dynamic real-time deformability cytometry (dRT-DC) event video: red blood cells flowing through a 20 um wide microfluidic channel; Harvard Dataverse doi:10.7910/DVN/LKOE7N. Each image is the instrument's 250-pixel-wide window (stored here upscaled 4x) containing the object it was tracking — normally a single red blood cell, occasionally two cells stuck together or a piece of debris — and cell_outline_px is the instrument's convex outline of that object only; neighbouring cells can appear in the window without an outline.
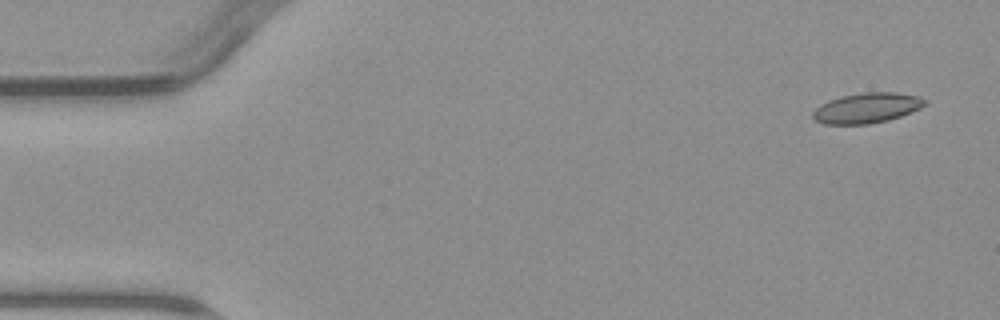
{"species": "common noctule bat (a hibernating species)", "species_latin": "Nyctalus noctula", "temperature_condition": "warm", "stored_images_in_passage": 5, "camera_frame_rate_fps": 3000, "um_per_image_px": 0.085, "animal": {"sex": "male", "body_mass_g": 23.1, "forearm_length_mm": 52.7}, "frame": {"image": 1, "passage_image": 1, "time_ms": 0.0, "image_size_px": [1000, 320], "cell_outline_px": [[928, 104], [920, 108], [900, 116], [888, 120], [868, 124], [824, 124], [816, 120], [812, 116], [812, 112], [820, 104], [828, 100], [840, 96], [864, 92], [896, 92], [920, 96], [928, 100]], "centroid_in_image_um": [73.7, 9.16], "position_along_channel_um": 11.3, "area_um2": 19.88}}
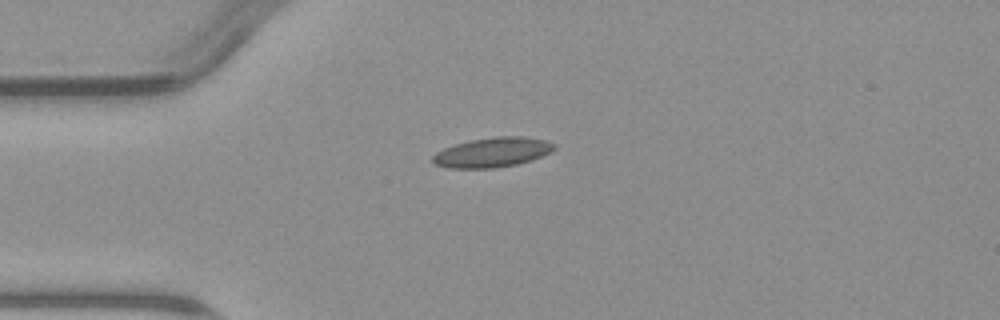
{"frame": {"image": 2, "passage_image": 4, "time_ms": 3.667, "image_size_px": [1000, 320], "cell_outline_px": [[556, 148], [552, 152], [532, 160], [516, 164], [496, 168], [448, 168], [436, 164], [432, 160], [432, 156], [436, 152], [444, 148], [456, 144], [472, 140], [496, 136], [524, 136], [544, 140], [556, 144]], "centroid_in_image_um": [41.89, 12.95], "position_along_channel_um": 43.1, "area_um2": 21.04}}
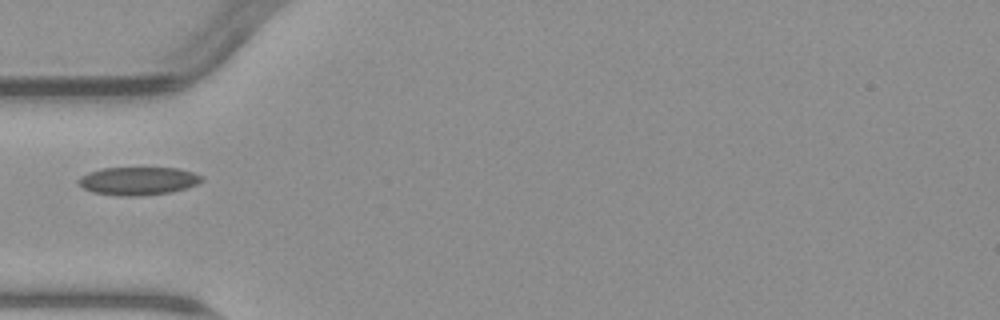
{"frame": {"image": 3, "passage_image": 5, "time_ms": 5.0, "image_size_px": [1000, 320], "cell_outline_px": [[204, 180], [196, 184], [172, 192], [140, 196], [120, 196], [92, 192], [76, 184], [76, 180], [80, 176], [88, 172], [100, 168], [180, 168], [204, 176]], "centroid_in_image_um": [11.71, 15.38], "position_along_channel_um": 73.3, "area_um2": 20.4}}